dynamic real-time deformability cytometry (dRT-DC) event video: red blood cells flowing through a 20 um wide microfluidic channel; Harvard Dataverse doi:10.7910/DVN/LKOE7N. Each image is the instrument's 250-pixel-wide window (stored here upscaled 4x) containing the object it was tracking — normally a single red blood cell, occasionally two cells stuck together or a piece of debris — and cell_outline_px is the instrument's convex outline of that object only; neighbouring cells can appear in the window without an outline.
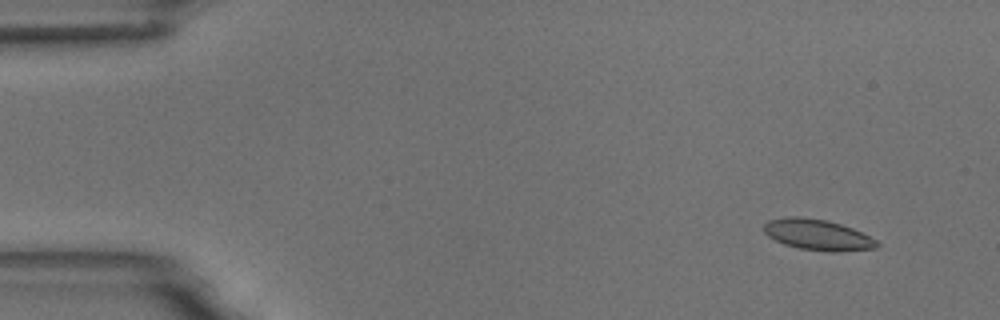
{"species": "common noctule bat (a hibernating species)", "species_latin": "Nyctalus noctula", "temperature_condition": "room temperature", "stored_images_in_passage": 54, "camera_frame_rate_fps": 3000, "um_per_image_px": 0.085, "animal": {"sex": "male", "body_mass_g": 18.8}, "frame": {"image": 1, "passage_image": 4, "time_ms": 1.0, "image_size_px": [1000, 320], "cell_outline_px": [[880, 244], [876, 248], [836, 252], [828, 252], [800, 248], [784, 244], [768, 236], [764, 232], [764, 224], [768, 220], [788, 216], [800, 216], [828, 220], [852, 228], [876, 240]], "centroid_in_image_um": [69.48, 19.95], "position_along_channel_um": 15.5, "area_um2": 20.29}}
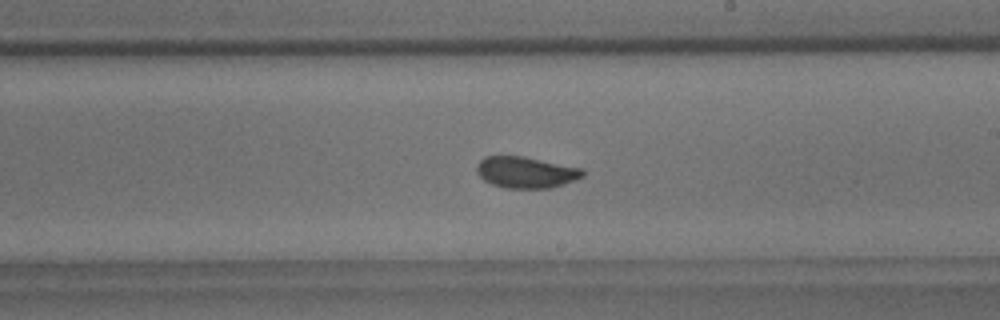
{"frame": {"image": 2, "passage_image": 31, "time_ms": 10.0, "image_size_px": [1000, 320], "cell_outline_px": [[584, 176], [552, 188], [504, 188], [492, 184], [484, 180], [476, 172], [476, 164], [484, 156], [524, 156], [584, 168]], "centroid_in_image_um": [44.7, 14.64], "position_along_channel_um": 244.3, "area_um2": 19.54}}
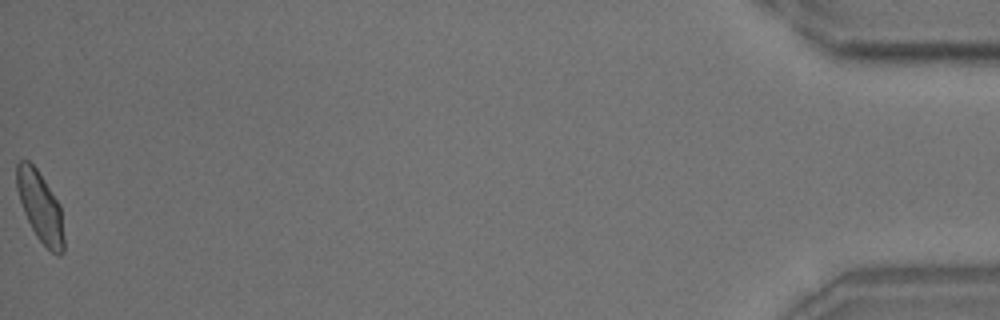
{"frame": {"image": 3, "passage_image": 54, "time_ms": 17.667, "image_size_px": [1000, 320], "cell_outline_px": [[64, 252], [60, 256], [56, 256], [36, 236], [24, 212], [16, 188], [16, 164], [20, 160], [28, 160], [36, 168], [60, 204], [64, 236]], "centroid_in_image_um": [3.43, 17.59], "position_along_channel_um": 431.8, "area_um2": 19.25}, "authors_computed_cell_mechanics": {"area_um2": 19.6809, "velocity_mm_per_s": 3.7307, "shape_relaxation_time_tau1_ms": 4.0651, "shape_relaxation_time_tau2_ms": null, "deformation_change_tau1": 0.0985, "deformation_change_tau2": null}}